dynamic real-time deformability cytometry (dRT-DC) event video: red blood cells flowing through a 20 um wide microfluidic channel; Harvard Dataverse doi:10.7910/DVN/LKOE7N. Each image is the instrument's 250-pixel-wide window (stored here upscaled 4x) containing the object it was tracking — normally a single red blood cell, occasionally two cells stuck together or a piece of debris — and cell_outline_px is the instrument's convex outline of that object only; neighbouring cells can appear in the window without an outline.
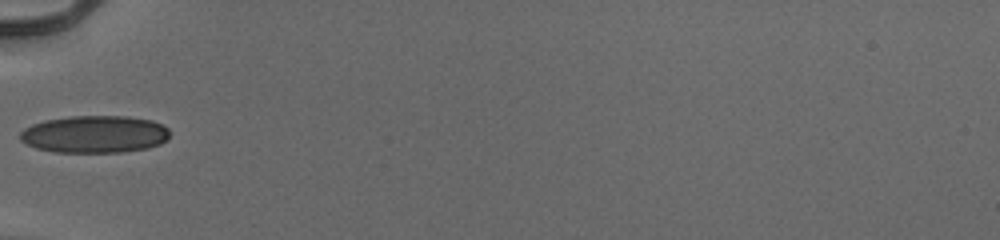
{"species": "human", "species_latin": "Homo sapiens", "temperature_condition": "cold", "stored_images_in_passage": 34, "camera_frame_rate_fps": 3000, "um_per_image_px": 0.085, "donor": {"sex": "male"}, "frame": {"image": 1, "passage_image": 1, "time_ms": 0.0, "image_size_px": [1000, 240], "cell_outline_px": [[168, 136], [160, 144], [148, 148], [120, 152], [56, 152], [36, 148], [20, 140], [20, 132], [24, 128], [32, 124], [44, 120], [68, 116], [128, 116], [152, 120], [168, 128]], "centroid_in_image_um": [8.02, 11.4], "position_along_channel_um": 77.0, "area_um2": 32.54}}
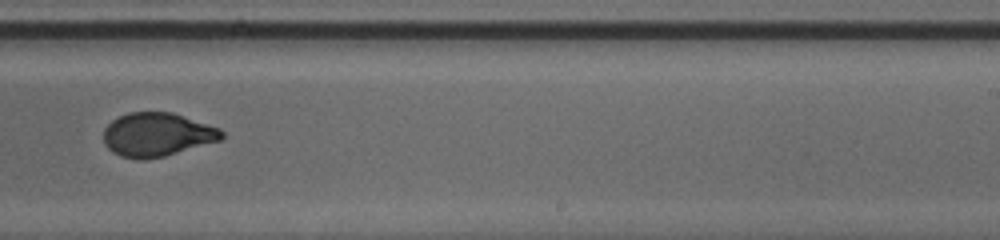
{"frame": {"image": 2, "passage_image": 16, "time_ms": 5.0, "image_size_px": [1000, 240], "cell_outline_px": [[224, 136], [220, 140], [164, 156], [144, 160], [140, 160], [120, 156], [112, 152], [104, 144], [104, 128], [112, 120], [128, 112], [172, 112], [220, 128], [224, 132]], "centroid_in_image_um": [13.33, 11.44], "position_along_channel_um": 275.7, "area_um2": 30.06}}
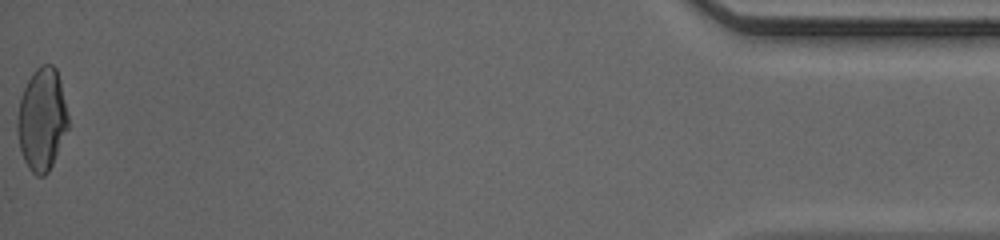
{"frame": {"image": 3, "passage_image": 34, "time_ms": 11.0, "image_size_px": [1000, 240], "cell_outline_px": [[68, 128], [52, 164], [48, 172], [44, 176], [36, 176], [28, 168], [24, 160], [20, 148], [16, 128], [16, 120], [20, 100], [24, 88], [32, 72], [40, 64], [52, 64], [56, 68], [60, 80], [68, 116]], "centroid_in_image_um": [3.55, 10.14], "position_along_channel_um": 431.7, "area_um2": 30.35}, "authors_computed_cell_mechanics": {"area_um2": 30.5473, "velocity_mm_per_s": 3.9836, "shape_relaxation_time_tau1_ms": 5.8406, "shape_relaxation_time_tau2_ms": null, "deformation_change_tau1": 0.2112, "deformation_change_tau2": null}}